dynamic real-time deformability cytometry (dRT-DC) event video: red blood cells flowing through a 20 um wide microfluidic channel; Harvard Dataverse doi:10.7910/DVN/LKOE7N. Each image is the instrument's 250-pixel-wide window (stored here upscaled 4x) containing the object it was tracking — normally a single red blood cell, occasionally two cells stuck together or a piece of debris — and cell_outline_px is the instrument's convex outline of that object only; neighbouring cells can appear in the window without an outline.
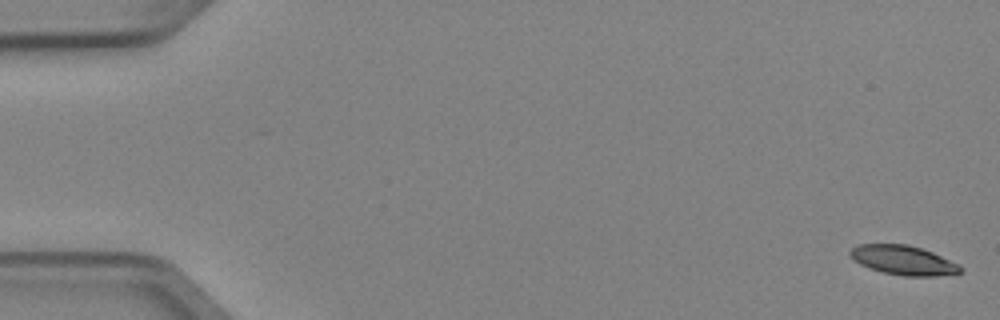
{"species": "Egyptian fruit bat (a non-hibernating species)", "species_latin": "Rousettus aegyptiacus", "temperature_condition": "cold", "stored_images_in_passage": 7, "camera_frame_rate_fps": 3000, "um_per_image_px": 0.085, "animal": {"sex": "female"}, "frame": {"image": 1, "passage_image": 1, "time_ms": 0.0, "image_size_px": [1000, 320], "cell_outline_px": [[964, 268], [960, 272], [936, 276], [904, 276], [880, 272], [868, 268], [860, 264], [848, 252], [856, 244], [908, 244], [932, 252], [960, 264]], "centroid_in_image_um": [76.78, 22.12], "position_along_channel_um": 8.2, "area_um2": 18.9}}
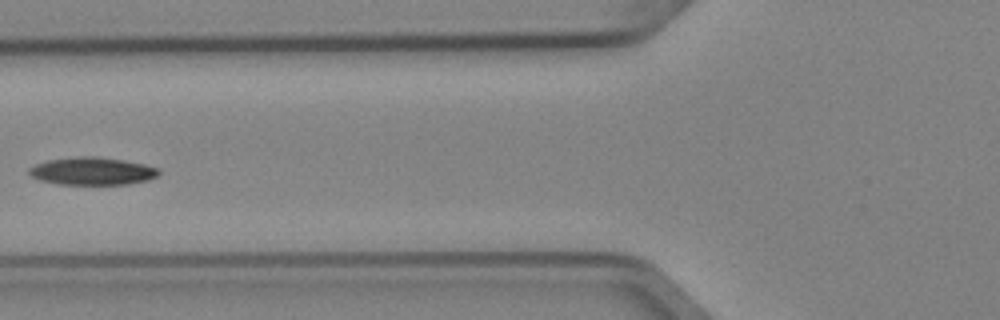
{"frame": {"image": 2, "passage_image": 6, "time_ms": 1.667, "image_size_px": [1000, 320], "cell_outline_px": [[160, 172], [156, 176], [148, 180], [128, 184], [56, 184], [40, 180], [32, 176], [28, 172], [28, 168], [36, 164], [48, 160], [76, 156], [96, 156], [124, 160], [144, 164], [160, 168]], "centroid_in_image_um": [7.84, 14.54], "position_along_channel_um": 118.0, "area_um2": 20.98}}
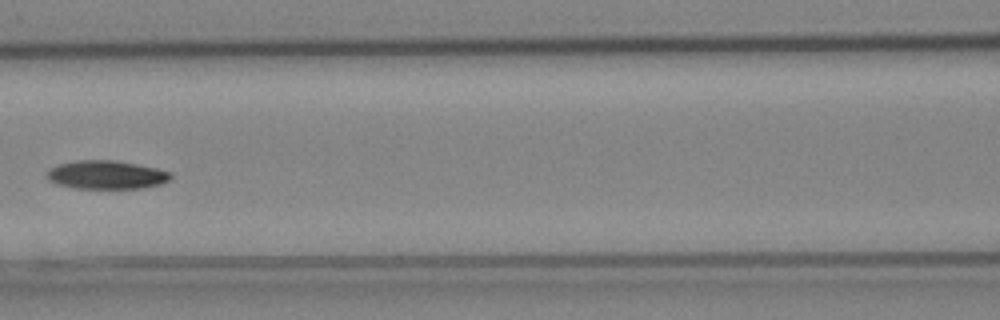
{"frame": {"image": 3, "passage_image": 7, "time_ms": 2.0, "image_size_px": [1000, 320], "cell_outline_px": [[172, 176], [168, 180], [160, 184], [144, 188], [72, 188], [56, 184], [48, 180], [44, 176], [48, 168], [60, 164], [76, 160], [112, 160], [156, 168], [172, 172]], "centroid_in_image_um": [8.98, 14.86], "position_along_channel_um": 157.6, "area_um2": 20.63}}